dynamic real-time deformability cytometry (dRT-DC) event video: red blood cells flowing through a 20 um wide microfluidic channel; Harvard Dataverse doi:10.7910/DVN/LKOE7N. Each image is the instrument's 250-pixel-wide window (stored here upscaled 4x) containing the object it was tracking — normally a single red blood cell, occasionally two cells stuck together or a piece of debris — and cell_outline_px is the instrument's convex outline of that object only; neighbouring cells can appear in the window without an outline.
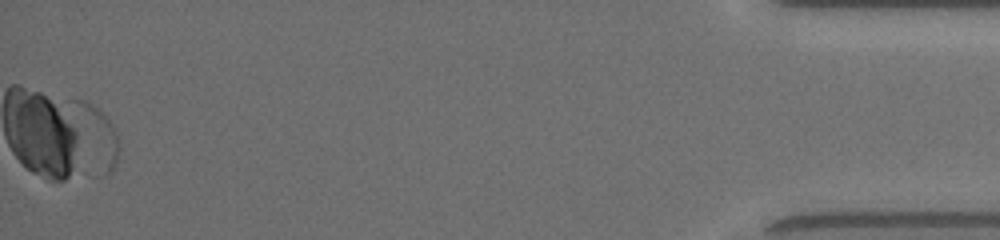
{"species": "common noctule bat (a hibernating species)", "species_latin": "Nyctalus noctula", "temperature_condition": "room temperature", "stored_images_in_passage": 52, "camera_frame_rate_fps": 3000, "um_per_image_px": 0.085, "animal": {"sex": "female", "body_mass_g": 19.5, "forearm_length_mm": 54.1}, "frame": {"image": 1, "passage_image": 52, "time_ms": 17.0, "image_size_px": [1000, 240], "cell_outline_px": [[120, 148], [116, 164], [112, 172], [104, 176], [96, 176], [72, 100], [88, 100], [112, 124], [116, 132]], "centroid_in_image_um": [8.33, 11.68], "position_along_channel_um": 426.9, "area_um2": 14.8}}